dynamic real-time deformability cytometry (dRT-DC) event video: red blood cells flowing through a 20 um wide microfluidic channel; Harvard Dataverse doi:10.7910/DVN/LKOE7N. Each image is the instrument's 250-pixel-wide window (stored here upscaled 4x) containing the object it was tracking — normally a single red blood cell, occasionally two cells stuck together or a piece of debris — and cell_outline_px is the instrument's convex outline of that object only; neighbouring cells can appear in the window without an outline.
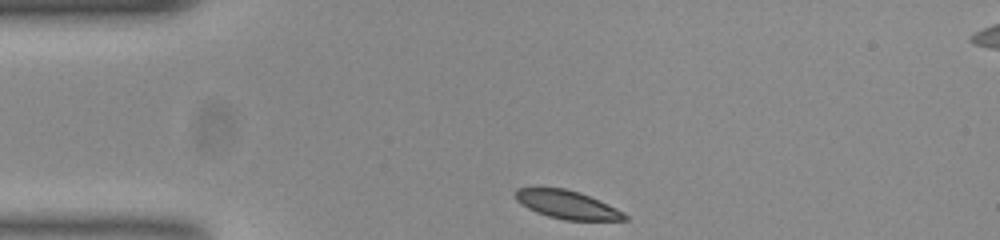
{"species": "common noctule bat (a hibernating species)", "species_latin": "Nyctalus noctula", "temperature_condition": "room temperature", "stored_images_in_passage": 34, "camera_frame_rate_fps": 3000, "um_per_image_px": 0.085, "animal": {"sex": "female", "body_mass_g": 23.0, "forearm_length_mm": 53.4}, "frame": {"image": 1, "passage_image": 1, "time_ms": 0.0, "image_size_px": [1000, 240], "cell_outline_px": [[628, 220], [564, 220], [548, 216], [536, 212], [520, 204], [516, 200], [516, 188], [564, 188], [580, 192], [608, 204], [624, 212], [628, 216]], "centroid_in_image_um": [48.22, 17.4], "position_along_channel_um": 36.8, "area_um2": 17.92}}
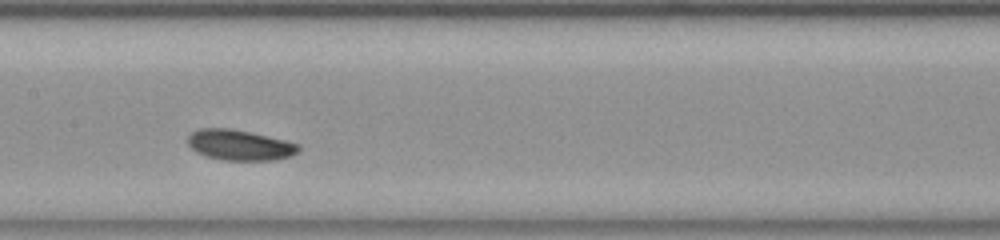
{"frame": {"image": 2, "passage_image": 16, "time_ms": 5.0, "image_size_px": [1000, 240], "cell_outline_px": [[300, 148], [292, 156], [276, 160], [220, 160], [196, 152], [188, 144], [188, 136], [192, 132], [200, 128], [232, 128], [268, 136], [300, 144]], "centroid_in_image_um": [20.38, 12.33], "position_along_channel_um": 187.0, "area_um2": 19.71}}
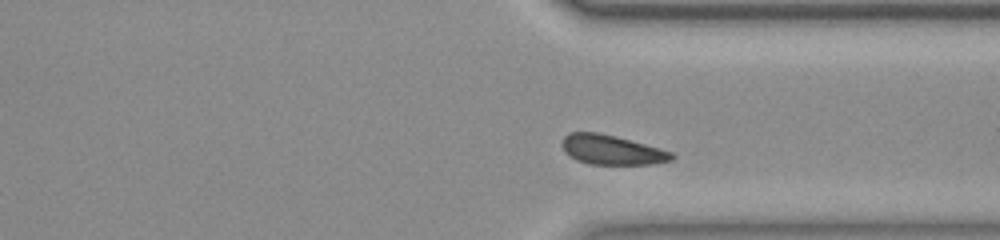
{"frame": {"image": 3, "passage_image": 30, "time_ms": 9.667, "image_size_px": [1000, 240], "cell_outline_px": [[676, 156], [672, 160], [652, 164], [588, 164], [576, 160], [568, 156], [564, 152], [564, 136], [568, 132], [596, 132], [616, 136], [660, 148], [672, 152]], "centroid_in_image_um": [52.0, 12.74], "position_along_channel_um": 359.4, "area_um2": 18.9}, "authors_computed_cell_mechanics": {"area_um2": 19.5364, "velocity_mm_per_s": 3.6893, "shape_relaxation_time_tau1_ms": 1.0272, "shape_relaxation_time_tau2_ms": null, "deformation_change_tau1": 0.0708, "deformation_change_tau2": null}}